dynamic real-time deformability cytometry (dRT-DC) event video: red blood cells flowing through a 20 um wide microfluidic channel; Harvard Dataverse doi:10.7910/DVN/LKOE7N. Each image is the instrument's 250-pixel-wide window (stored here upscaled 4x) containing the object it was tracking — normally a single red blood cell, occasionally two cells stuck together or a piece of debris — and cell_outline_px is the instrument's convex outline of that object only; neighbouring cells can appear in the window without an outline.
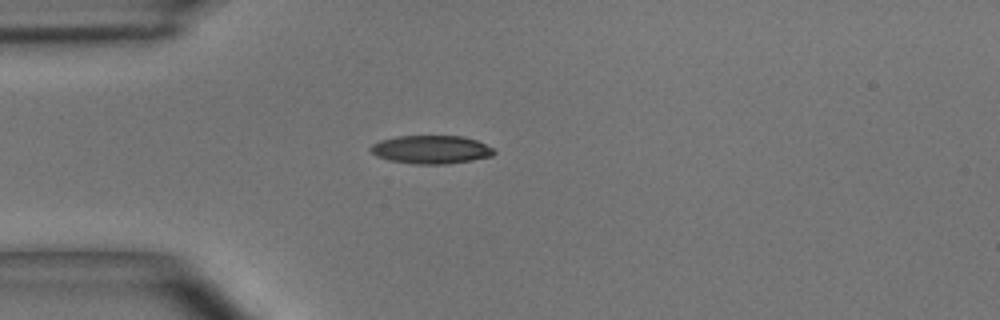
{"species": "common noctule bat (a hibernating species)", "species_latin": "Nyctalus noctula", "temperature_condition": "room temperature", "stored_images_in_passage": 4, "camera_frame_rate_fps": 3000, "um_per_image_px": 0.085, "animal": {"sex": "male", "body_mass_g": 15.6}, "frame": {"image": 1, "passage_image": 3, "time_ms": 0.667, "image_size_px": [1000, 320], "cell_outline_px": [[496, 152], [492, 156], [472, 160], [444, 164], [416, 164], [388, 160], [376, 156], [368, 148], [372, 144], [380, 140], [396, 136], [464, 136], [476, 140], [492, 148]], "centroid_in_image_um": [36.61, 12.71], "position_along_channel_um": 48.4, "area_um2": 20.35}}